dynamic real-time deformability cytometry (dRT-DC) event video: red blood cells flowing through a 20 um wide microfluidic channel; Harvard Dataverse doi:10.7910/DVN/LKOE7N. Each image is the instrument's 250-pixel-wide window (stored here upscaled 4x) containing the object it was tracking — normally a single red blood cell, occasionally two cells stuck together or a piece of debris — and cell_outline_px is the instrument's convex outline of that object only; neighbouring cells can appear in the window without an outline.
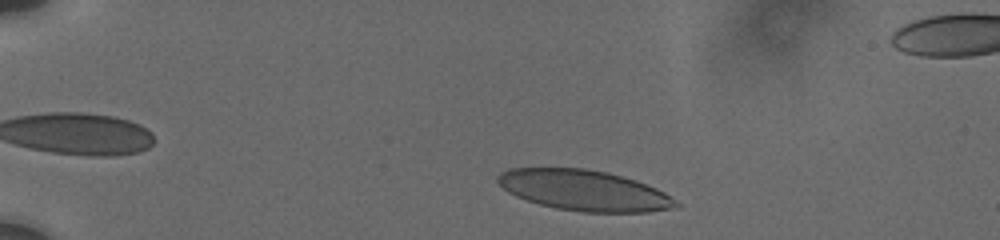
{"species": "human", "species_latin": "Homo sapiens", "temperature_condition": "cold", "stored_images_in_passage": 6, "camera_frame_rate_fps": 3000, "um_per_image_px": 0.085, "donor": {"sex": "male"}, "frame": {"image": 1, "passage_image": 1, "time_ms": 0.0, "image_size_px": [1000, 240], "cell_outline_px": [[680, 204], [676, 208], [648, 212], [580, 212], [556, 208], [540, 204], [516, 196], [508, 192], [496, 180], [496, 176], [500, 172], [508, 168], [584, 168], [608, 172], [624, 176], [636, 180], [656, 188], [664, 192], [676, 200]], "centroid_in_image_um": [49.66, 16.18], "position_along_channel_um": 35.3, "area_um2": 42.31}}
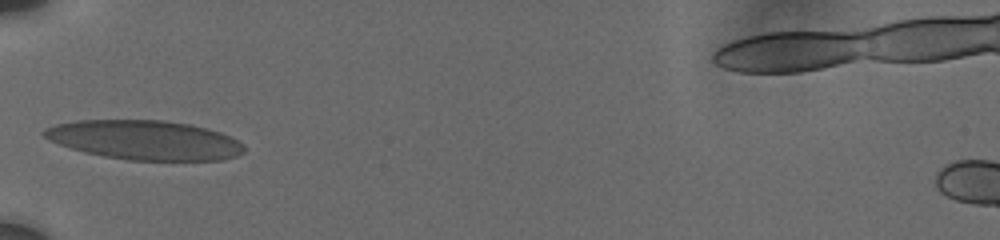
{"frame": {"image": 2, "passage_image": 5, "time_ms": 3.0, "image_size_px": [1000, 240], "cell_outline_px": [[244, 152], [236, 156], [220, 160], [128, 160], [104, 156], [84, 152], [60, 144], [44, 136], [40, 132], [44, 128], [56, 124], [76, 120], [164, 120], [192, 124], [208, 128], [220, 132], [244, 144]], "centroid_in_image_um": [12.3, 11.89], "position_along_channel_um": 72.7, "area_um2": 45.84}}